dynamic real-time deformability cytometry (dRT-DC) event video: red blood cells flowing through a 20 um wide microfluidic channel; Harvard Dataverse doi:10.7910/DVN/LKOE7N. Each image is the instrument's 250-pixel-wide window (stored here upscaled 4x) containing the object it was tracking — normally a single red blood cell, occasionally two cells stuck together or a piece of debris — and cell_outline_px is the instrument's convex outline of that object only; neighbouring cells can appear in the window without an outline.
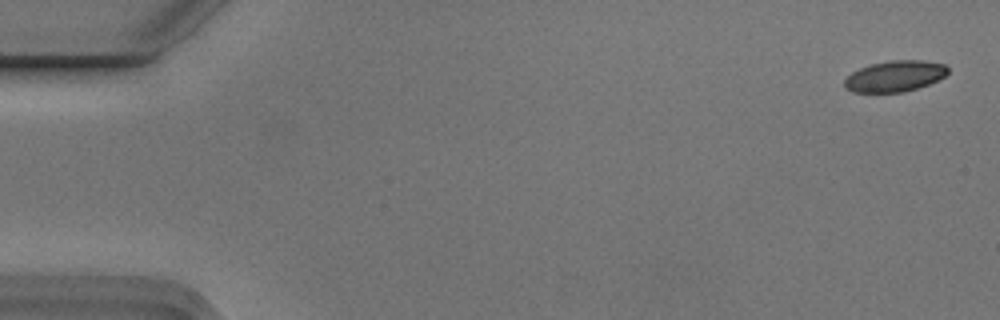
{"species": "Egyptian fruit bat (a non-hibernating species)", "species_latin": "Rousettus aegyptiacus", "temperature_condition": "cold", "stored_images_in_passage": 5, "camera_frame_rate_fps": 3000, "um_per_image_px": 0.085, "animal": {"sex": "male"}, "frame": {"image": 1, "passage_image": 1, "time_ms": 0.0, "image_size_px": [1000, 320], "cell_outline_px": [[948, 72], [944, 76], [928, 84], [904, 92], [852, 92], [844, 88], [844, 80], [852, 72], [860, 68], [872, 64], [892, 60], [924, 60], [944, 64], [948, 68]], "centroid_in_image_um": [76.04, 6.47], "position_along_channel_um": 9.0, "area_um2": 18.55}}
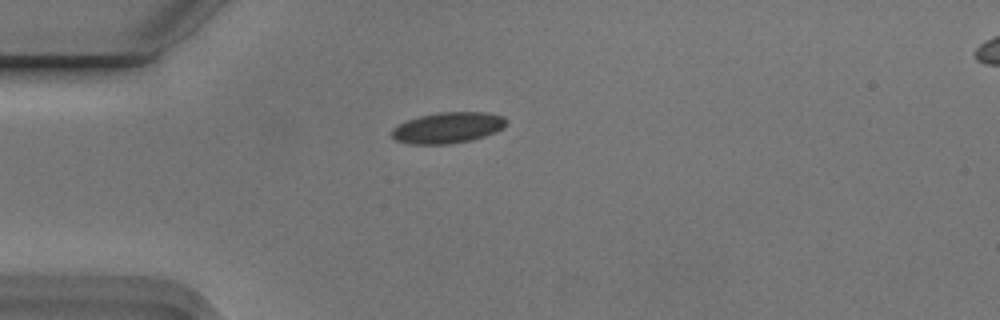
{"frame": {"image": 2, "passage_image": 5, "time_ms": 1.333, "image_size_px": [1000, 320], "cell_outline_px": [[508, 120], [504, 128], [496, 132], [484, 136], [468, 140], [448, 144], [408, 144], [396, 140], [392, 136], [392, 128], [408, 120], [420, 116], [440, 112], [488, 112], [504, 116]], "centroid_in_image_um": [38.1, 10.85], "position_along_channel_um": 46.9, "area_um2": 20.63}}